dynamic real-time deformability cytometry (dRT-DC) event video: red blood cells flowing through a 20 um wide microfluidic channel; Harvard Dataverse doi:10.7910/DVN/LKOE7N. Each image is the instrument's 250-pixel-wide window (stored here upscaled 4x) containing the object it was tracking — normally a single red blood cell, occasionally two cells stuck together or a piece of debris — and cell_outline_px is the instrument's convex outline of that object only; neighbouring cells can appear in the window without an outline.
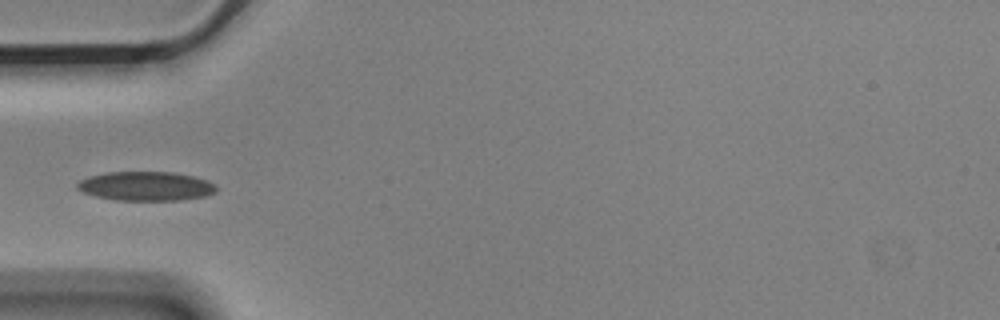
{"species": "Egyptian fruit bat (a non-hibernating species)", "species_latin": "Rousettus aegyptiacus", "temperature_condition": "cold", "stored_images_in_passage": 1, "camera_frame_rate_fps": 3000, "um_per_image_px": 0.085, "animal": {"sex": "male"}, "frame": {"image": 1, "passage_image": 1, "time_ms": 0.0, "image_size_px": [1000, 320], "cell_outline_px": [[216, 192], [208, 196], [180, 200], [112, 200], [96, 196], [84, 192], [76, 188], [76, 184], [80, 180], [88, 176], [108, 172], [172, 172], [192, 176], [208, 180], [216, 184]], "centroid_in_image_um": [12.42, 15.82], "position_along_channel_um": 72.6, "area_um2": 23.76}}